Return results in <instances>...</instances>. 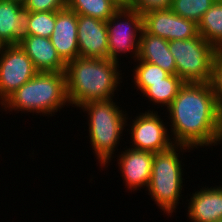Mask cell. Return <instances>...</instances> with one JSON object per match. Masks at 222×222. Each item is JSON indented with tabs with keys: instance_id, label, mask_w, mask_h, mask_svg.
<instances>
[{
	"instance_id": "10",
	"label": "cell",
	"mask_w": 222,
	"mask_h": 222,
	"mask_svg": "<svg viewBox=\"0 0 222 222\" xmlns=\"http://www.w3.org/2000/svg\"><path fill=\"white\" fill-rule=\"evenodd\" d=\"M143 29L167 41L188 40L198 35V24L180 17L171 9L151 10L144 13Z\"/></svg>"
},
{
	"instance_id": "27",
	"label": "cell",
	"mask_w": 222,
	"mask_h": 222,
	"mask_svg": "<svg viewBox=\"0 0 222 222\" xmlns=\"http://www.w3.org/2000/svg\"><path fill=\"white\" fill-rule=\"evenodd\" d=\"M119 7H126L130 0H113Z\"/></svg>"
},
{
	"instance_id": "24",
	"label": "cell",
	"mask_w": 222,
	"mask_h": 222,
	"mask_svg": "<svg viewBox=\"0 0 222 222\" xmlns=\"http://www.w3.org/2000/svg\"><path fill=\"white\" fill-rule=\"evenodd\" d=\"M23 6L31 12H53L67 8V0H26Z\"/></svg>"
},
{
	"instance_id": "11",
	"label": "cell",
	"mask_w": 222,
	"mask_h": 222,
	"mask_svg": "<svg viewBox=\"0 0 222 222\" xmlns=\"http://www.w3.org/2000/svg\"><path fill=\"white\" fill-rule=\"evenodd\" d=\"M79 57L108 58V30L106 21L77 14Z\"/></svg>"
},
{
	"instance_id": "8",
	"label": "cell",
	"mask_w": 222,
	"mask_h": 222,
	"mask_svg": "<svg viewBox=\"0 0 222 222\" xmlns=\"http://www.w3.org/2000/svg\"><path fill=\"white\" fill-rule=\"evenodd\" d=\"M169 122H164L158 115L157 111L149 109L144 113L140 112L135 119H132L131 124L126 123L129 126V134H131L130 140L132 142L131 148L137 150L148 151L152 153L163 152L170 149L175 145L170 137L168 130Z\"/></svg>"
},
{
	"instance_id": "29",
	"label": "cell",
	"mask_w": 222,
	"mask_h": 222,
	"mask_svg": "<svg viewBox=\"0 0 222 222\" xmlns=\"http://www.w3.org/2000/svg\"><path fill=\"white\" fill-rule=\"evenodd\" d=\"M217 52L220 56H222V45L218 47Z\"/></svg>"
},
{
	"instance_id": "13",
	"label": "cell",
	"mask_w": 222,
	"mask_h": 222,
	"mask_svg": "<svg viewBox=\"0 0 222 222\" xmlns=\"http://www.w3.org/2000/svg\"><path fill=\"white\" fill-rule=\"evenodd\" d=\"M50 40L66 64L79 57L76 12L68 8L56 11V22Z\"/></svg>"
},
{
	"instance_id": "1",
	"label": "cell",
	"mask_w": 222,
	"mask_h": 222,
	"mask_svg": "<svg viewBox=\"0 0 222 222\" xmlns=\"http://www.w3.org/2000/svg\"><path fill=\"white\" fill-rule=\"evenodd\" d=\"M166 109L174 144L197 150L222 143V108L209 83H184Z\"/></svg>"
},
{
	"instance_id": "6",
	"label": "cell",
	"mask_w": 222,
	"mask_h": 222,
	"mask_svg": "<svg viewBox=\"0 0 222 222\" xmlns=\"http://www.w3.org/2000/svg\"><path fill=\"white\" fill-rule=\"evenodd\" d=\"M176 75L185 83H209L217 48L200 34L188 40L169 41Z\"/></svg>"
},
{
	"instance_id": "26",
	"label": "cell",
	"mask_w": 222,
	"mask_h": 222,
	"mask_svg": "<svg viewBox=\"0 0 222 222\" xmlns=\"http://www.w3.org/2000/svg\"><path fill=\"white\" fill-rule=\"evenodd\" d=\"M172 0H130L128 6L144 14L151 10L170 9Z\"/></svg>"
},
{
	"instance_id": "28",
	"label": "cell",
	"mask_w": 222,
	"mask_h": 222,
	"mask_svg": "<svg viewBox=\"0 0 222 222\" xmlns=\"http://www.w3.org/2000/svg\"><path fill=\"white\" fill-rule=\"evenodd\" d=\"M8 1L16 2L19 4H24L26 2V0H8Z\"/></svg>"
},
{
	"instance_id": "22",
	"label": "cell",
	"mask_w": 222,
	"mask_h": 222,
	"mask_svg": "<svg viewBox=\"0 0 222 222\" xmlns=\"http://www.w3.org/2000/svg\"><path fill=\"white\" fill-rule=\"evenodd\" d=\"M217 0H172L171 10L183 17L198 24L205 12Z\"/></svg>"
},
{
	"instance_id": "12",
	"label": "cell",
	"mask_w": 222,
	"mask_h": 222,
	"mask_svg": "<svg viewBox=\"0 0 222 222\" xmlns=\"http://www.w3.org/2000/svg\"><path fill=\"white\" fill-rule=\"evenodd\" d=\"M120 153L117 162L125 188L127 187L129 192L137 191L141 187L147 188L151 178L154 153L131 147Z\"/></svg>"
},
{
	"instance_id": "20",
	"label": "cell",
	"mask_w": 222,
	"mask_h": 222,
	"mask_svg": "<svg viewBox=\"0 0 222 222\" xmlns=\"http://www.w3.org/2000/svg\"><path fill=\"white\" fill-rule=\"evenodd\" d=\"M67 8L80 15L107 21L120 7L113 0H67Z\"/></svg>"
},
{
	"instance_id": "5",
	"label": "cell",
	"mask_w": 222,
	"mask_h": 222,
	"mask_svg": "<svg viewBox=\"0 0 222 222\" xmlns=\"http://www.w3.org/2000/svg\"><path fill=\"white\" fill-rule=\"evenodd\" d=\"M187 150L190 152L194 149L175 144L166 151L154 153L151 178L146 188L149 191L147 194L168 217L172 216L180 203L179 200L182 199L184 164L179 157L180 152L184 153Z\"/></svg>"
},
{
	"instance_id": "2",
	"label": "cell",
	"mask_w": 222,
	"mask_h": 222,
	"mask_svg": "<svg viewBox=\"0 0 222 222\" xmlns=\"http://www.w3.org/2000/svg\"><path fill=\"white\" fill-rule=\"evenodd\" d=\"M118 63L106 59L77 57L66 64V85L70 106L115 98L122 83ZM120 70V71H119Z\"/></svg>"
},
{
	"instance_id": "7",
	"label": "cell",
	"mask_w": 222,
	"mask_h": 222,
	"mask_svg": "<svg viewBox=\"0 0 222 222\" xmlns=\"http://www.w3.org/2000/svg\"><path fill=\"white\" fill-rule=\"evenodd\" d=\"M106 25L108 30V58L120 63L118 57L123 54L127 55L128 52L135 61L138 57L140 34L143 29V14L129 6L120 7L106 21Z\"/></svg>"
},
{
	"instance_id": "19",
	"label": "cell",
	"mask_w": 222,
	"mask_h": 222,
	"mask_svg": "<svg viewBox=\"0 0 222 222\" xmlns=\"http://www.w3.org/2000/svg\"><path fill=\"white\" fill-rule=\"evenodd\" d=\"M184 81L176 74H169L161 82L150 83V87L143 93L148 102L168 107L177 96L179 89L184 85Z\"/></svg>"
},
{
	"instance_id": "23",
	"label": "cell",
	"mask_w": 222,
	"mask_h": 222,
	"mask_svg": "<svg viewBox=\"0 0 222 222\" xmlns=\"http://www.w3.org/2000/svg\"><path fill=\"white\" fill-rule=\"evenodd\" d=\"M56 22V11L31 12L25 35L42 36L50 38Z\"/></svg>"
},
{
	"instance_id": "4",
	"label": "cell",
	"mask_w": 222,
	"mask_h": 222,
	"mask_svg": "<svg viewBox=\"0 0 222 222\" xmlns=\"http://www.w3.org/2000/svg\"><path fill=\"white\" fill-rule=\"evenodd\" d=\"M114 100L91 101L78 107L86 112L92 151L101 168H107L120 144L123 130L126 131L128 113L120 109ZM125 113V114H124Z\"/></svg>"
},
{
	"instance_id": "14",
	"label": "cell",
	"mask_w": 222,
	"mask_h": 222,
	"mask_svg": "<svg viewBox=\"0 0 222 222\" xmlns=\"http://www.w3.org/2000/svg\"><path fill=\"white\" fill-rule=\"evenodd\" d=\"M19 45L31 59L38 72H65L66 63L58 55L50 38L25 35Z\"/></svg>"
},
{
	"instance_id": "17",
	"label": "cell",
	"mask_w": 222,
	"mask_h": 222,
	"mask_svg": "<svg viewBox=\"0 0 222 222\" xmlns=\"http://www.w3.org/2000/svg\"><path fill=\"white\" fill-rule=\"evenodd\" d=\"M142 60L158 65L171 75L176 74L174 57L170 53L169 41L159 36L147 33L144 29L140 34L138 57Z\"/></svg>"
},
{
	"instance_id": "18",
	"label": "cell",
	"mask_w": 222,
	"mask_h": 222,
	"mask_svg": "<svg viewBox=\"0 0 222 222\" xmlns=\"http://www.w3.org/2000/svg\"><path fill=\"white\" fill-rule=\"evenodd\" d=\"M198 34L217 49L222 45V0H217L198 23Z\"/></svg>"
},
{
	"instance_id": "21",
	"label": "cell",
	"mask_w": 222,
	"mask_h": 222,
	"mask_svg": "<svg viewBox=\"0 0 222 222\" xmlns=\"http://www.w3.org/2000/svg\"><path fill=\"white\" fill-rule=\"evenodd\" d=\"M137 62L133 71V80L135 88L140 90L141 94L144 93L149 87L150 83L161 82L162 79L166 78L169 73L163 70L158 65L152 64L150 62L135 60Z\"/></svg>"
},
{
	"instance_id": "25",
	"label": "cell",
	"mask_w": 222,
	"mask_h": 222,
	"mask_svg": "<svg viewBox=\"0 0 222 222\" xmlns=\"http://www.w3.org/2000/svg\"><path fill=\"white\" fill-rule=\"evenodd\" d=\"M209 84L216 97V101L222 108V56L218 53L213 60Z\"/></svg>"
},
{
	"instance_id": "3",
	"label": "cell",
	"mask_w": 222,
	"mask_h": 222,
	"mask_svg": "<svg viewBox=\"0 0 222 222\" xmlns=\"http://www.w3.org/2000/svg\"><path fill=\"white\" fill-rule=\"evenodd\" d=\"M65 105H70L65 72H38L1 104L6 113L14 110L43 114V117L54 116Z\"/></svg>"
},
{
	"instance_id": "9",
	"label": "cell",
	"mask_w": 222,
	"mask_h": 222,
	"mask_svg": "<svg viewBox=\"0 0 222 222\" xmlns=\"http://www.w3.org/2000/svg\"><path fill=\"white\" fill-rule=\"evenodd\" d=\"M38 70L20 45L0 46V105Z\"/></svg>"
},
{
	"instance_id": "16",
	"label": "cell",
	"mask_w": 222,
	"mask_h": 222,
	"mask_svg": "<svg viewBox=\"0 0 222 222\" xmlns=\"http://www.w3.org/2000/svg\"><path fill=\"white\" fill-rule=\"evenodd\" d=\"M206 185L195 193H192L188 200L187 217L191 222H215L222 220V185Z\"/></svg>"
},
{
	"instance_id": "15",
	"label": "cell",
	"mask_w": 222,
	"mask_h": 222,
	"mask_svg": "<svg viewBox=\"0 0 222 222\" xmlns=\"http://www.w3.org/2000/svg\"><path fill=\"white\" fill-rule=\"evenodd\" d=\"M30 11L23 4L0 0V46L18 45L25 36Z\"/></svg>"
}]
</instances>
